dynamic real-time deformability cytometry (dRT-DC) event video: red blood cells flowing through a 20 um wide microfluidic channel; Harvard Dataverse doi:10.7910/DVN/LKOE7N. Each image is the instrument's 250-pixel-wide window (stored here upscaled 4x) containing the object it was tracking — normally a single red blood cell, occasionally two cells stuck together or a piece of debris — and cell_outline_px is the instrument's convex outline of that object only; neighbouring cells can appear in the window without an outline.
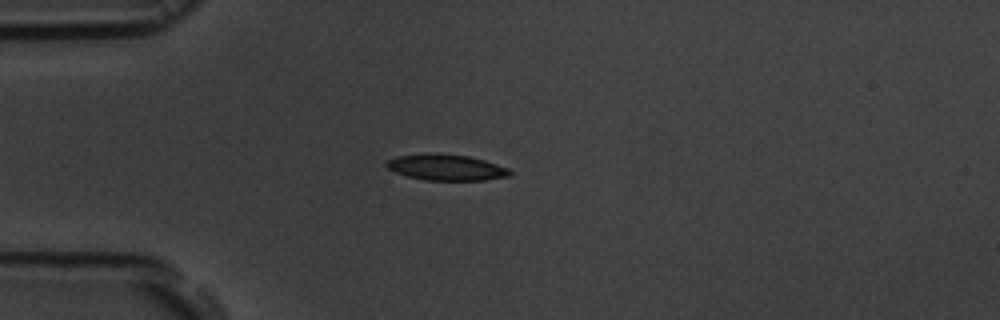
{"species": "common noctule bat (a hibernating species)", "species_latin": "Nyctalus noctula", "temperature_condition": "room temperature", "stored_images_in_passage": 8, "camera_frame_rate_fps": 3000, "um_per_image_px": 0.085, "animal": {"sex": "male", "body_mass_g": 19.5, "forearm_length_mm": 54.6}, "frame": {"image": 1, "passage_image": 4, "time_ms": 3.667, "image_size_px": [1000, 320], "cell_outline_px": [[512, 172], [508, 176], [484, 180], [424, 180], [408, 176], [396, 172], [388, 168], [384, 164], [388, 160], [396, 156], [468, 156], [484, 160], [508, 168]], "centroid_in_image_um": [37.97, 14.28], "position_along_channel_um": 47.0, "area_um2": 17.63}}
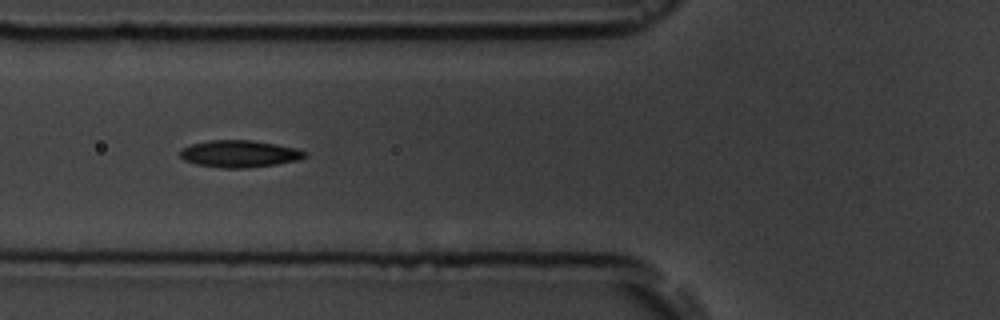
{"frame": {"image": 2, "passage_image": 6, "time_ms": 5.667, "image_size_px": [1000, 320], "cell_outline_px": [[308, 156], [300, 160], [276, 164], [248, 168], [224, 168], [196, 164], [184, 160], [180, 156], [180, 148], [192, 144], [208, 140], [252, 140], [276, 144], [296, 148], [308, 152]], "centroid_in_image_um": [20.38, 13.07], "position_along_channel_um": 105.4, "area_um2": 19.83}}
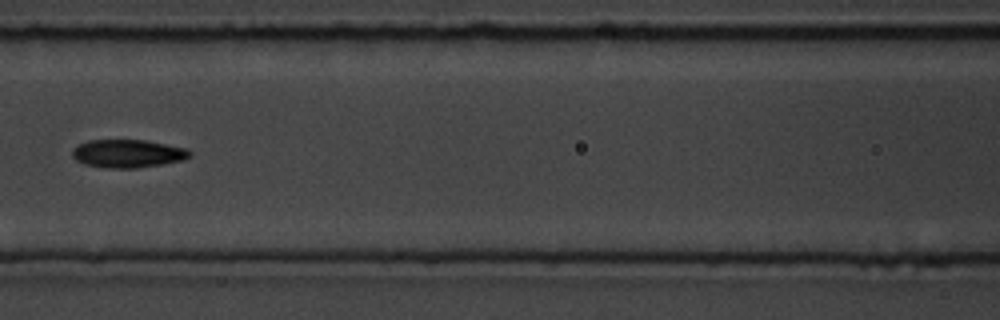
{"frame": {"image": 3, "passage_image": 7, "time_ms": 7.0, "image_size_px": [1000, 320], "cell_outline_px": [[192, 156], [184, 160], [136, 168], [104, 168], [84, 164], [76, 160], [72, 156], [72, 148], [88, 140], [144, 140], [188, 148], [192, 152]], "centroid_in_image_um": [10.87, 13.05], "position_along_channel_um": 155.7, "area_um2": 19.36}}